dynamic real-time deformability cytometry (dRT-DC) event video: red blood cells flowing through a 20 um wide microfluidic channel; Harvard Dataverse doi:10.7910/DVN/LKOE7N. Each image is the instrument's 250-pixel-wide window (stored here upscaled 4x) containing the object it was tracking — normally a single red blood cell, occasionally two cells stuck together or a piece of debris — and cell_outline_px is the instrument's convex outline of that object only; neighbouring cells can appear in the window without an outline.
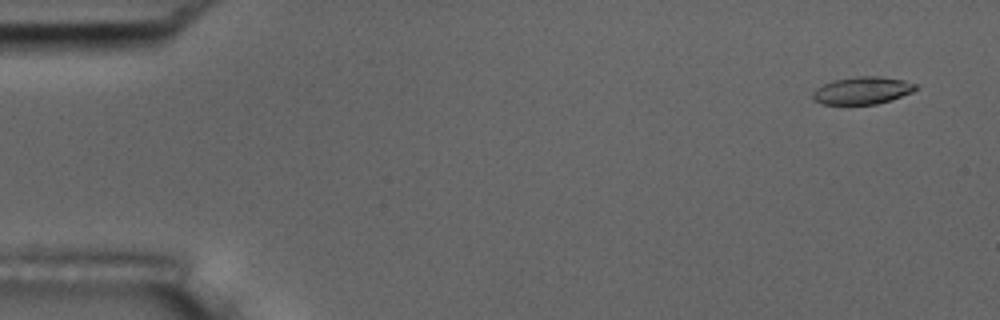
{"species": "common noctule bat (a hibernating species)", "species_latin": "Nyctalus noctula", "temperature_condition": "room temperature", "stored_images_in_passage": 4, "camera_frame_rate_fps": 3000, "um_per_image_px": 0.085, "animal": {"sex": "male", "body_mass_g": 17.5, "forearm_length_mm": 52.3}, "frame": {"image": 1, "passage_image": 1, "time_ms": 0.0, "image_size_px": [1000, 320], "cell_outline_px": [[916, 88], [912, 92], [876, 104], [820, 104], [812, 96], [812, 92], [816, 88], [832, 80], [856, 76], [880, 76], [904, 80], [916, 84]], "centroid_in_image_um": [73.26, 7.68], "position_along_channel_um": 11.7, "area_um2": 16.3}}